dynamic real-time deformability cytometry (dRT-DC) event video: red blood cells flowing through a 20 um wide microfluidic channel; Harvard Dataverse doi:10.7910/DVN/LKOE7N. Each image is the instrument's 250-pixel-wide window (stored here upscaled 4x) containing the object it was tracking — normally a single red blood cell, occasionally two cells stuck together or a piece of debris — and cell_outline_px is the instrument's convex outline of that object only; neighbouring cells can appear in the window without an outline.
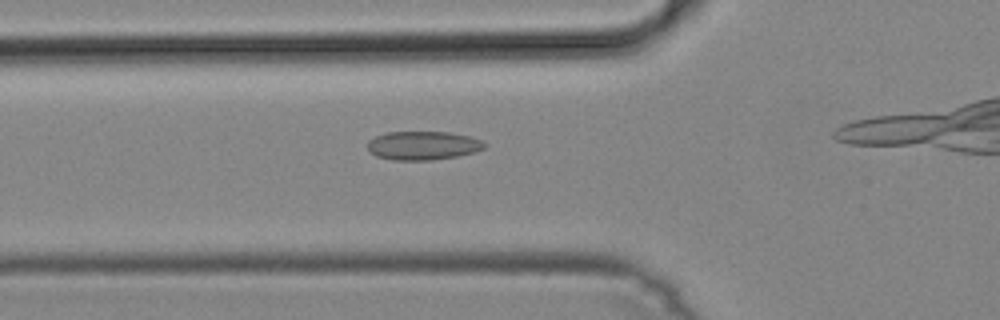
{"species": "common noctule bat (a hibernating species)", "species_latin": "Nyctalus noctula", "temperature_condition": "cold", "stored_images_in_passage": 25, "camera_frame_rate_fps": 3000, "um_per_image_px": 0.085, "animal": {"sex": "male", "body_mass_g": 19.2, "forearm_length_mm": 51.8}, "frame": {"image": 1, "passage_image": 9, "time_ms": 2.667, "image_size_px": [1000, 320], "cell_outline_px": [[488, 144], [484, 148], [472, 152], [456, 156], [432, 160], [392, 160], [376, 156], [368, 148], [368, 140], [376, 136], [388, 132], [448, 132], [468, 136], [480, 140]], "centroid_in_image_um": [35.94, 12.37], "position_along_channel_um": 89.9, "area_um2": 19.36}}
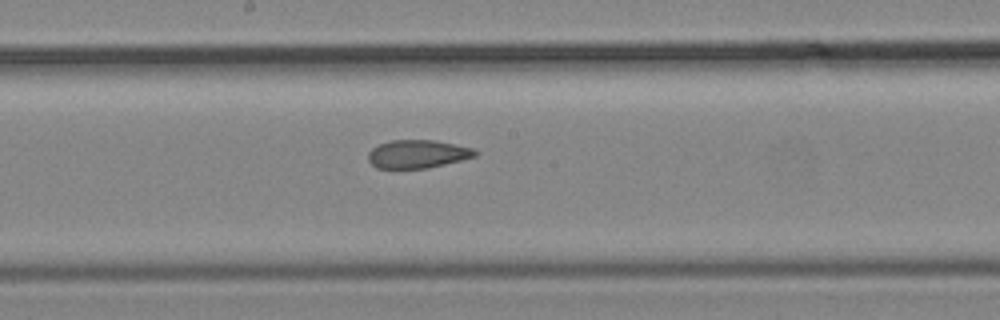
{"frame": {"image": 2, "passage_image": 18, "time_ms": 5.667, "image_size_px": [1000, 320], "cell_outline_px": [[480, 152], [476, 156], [428, 168], [376, 168], [368, 160], [368, 152], [372, 148], [380, 144], [392, 140], [436, 140], [476, 148]], "centroid_in_image_um": [35.53, 13.08], "position_along_channel_um": 212.7, "area_um2": 17.69}}
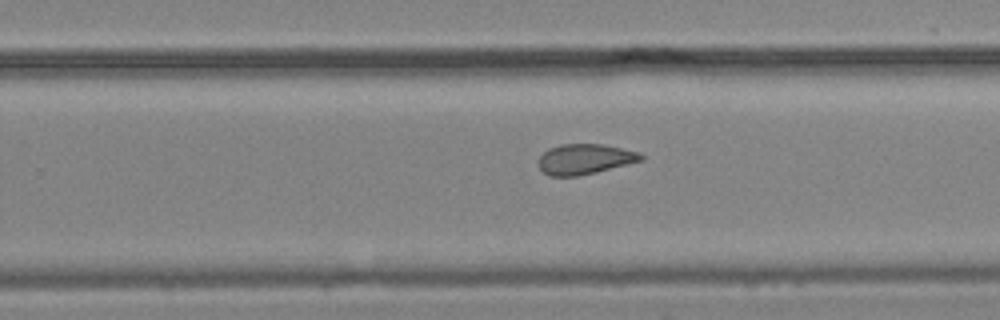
{"frame": {"image": 3, "passage_image": 23, "time_ms": 7.333, "image_size_px": [1000, 320], "cell_outline_px": [[644, 160], [596, 172], [576, 176], [548, 176], [536, 164], [540, 156], [548, 148], [560, 144], [604, 144], [640, 152], [644, 156]], "centroid_in_image_um": [49.7, 13.52], "position_along_channel_um": 280.1, "area_um2": 18.26}}